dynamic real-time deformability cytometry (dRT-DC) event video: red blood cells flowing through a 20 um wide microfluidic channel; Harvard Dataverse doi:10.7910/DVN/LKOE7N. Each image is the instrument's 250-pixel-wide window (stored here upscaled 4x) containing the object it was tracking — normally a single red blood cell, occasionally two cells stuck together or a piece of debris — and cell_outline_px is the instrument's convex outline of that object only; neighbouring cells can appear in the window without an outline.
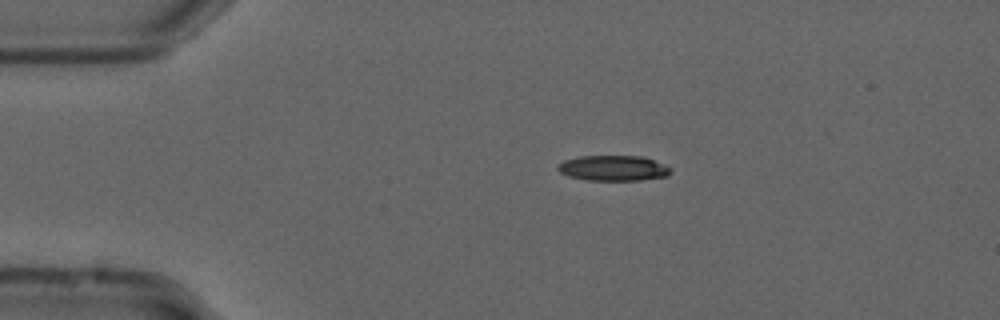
{"species": "common noctule bat (a hibernating species)", "species_latin": "Nyctalus noctula", "temperature_condition": "cold", "stored_images_in_passage": 45, "camera_frame_rate_fps": 3000, "um_per_image_px": 0.085, "animal": {"sex": "male", "forearm_length_mm": 52.5}, "frame": {"image": 1, "passage_image": 1, "time_ms": 0.0, "image_size_px": [1000, 320], "cell_outline_px": [[672, 172], [668, 176], [640, 180], [588, 180], [568, 176], [560, 172], [556, 168], [564, 160], [576, 156], [640, 156], [664, 164], [672, 168]], "centroid_in_image_um": [52.14, 14.29], "position_along_channel_um": 32.9, "area_um2": 16.7}}
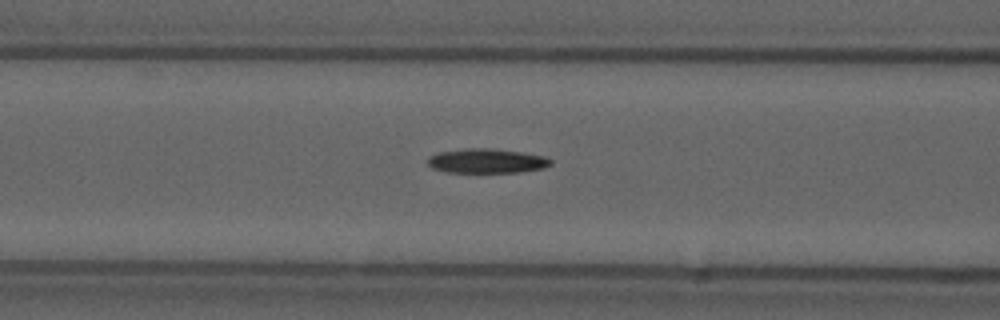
{"frame": {"image": 2, "passage_image": 12, "time_ms": 3.667, "image_size_px": [1000, 320], "cell_outline_px": [[552, 164], [544, 168], [520, 172], [444, 172], [432, 168], [428, 164], [428, 156], [440, 152], [468, 148], [492, 148], [520, 152], [544, 156], [552, 160]], "centroid_in_image_um": [41.37, 13.68], "position_along_channel_um": 125.2, "area_um2": 17.51}}
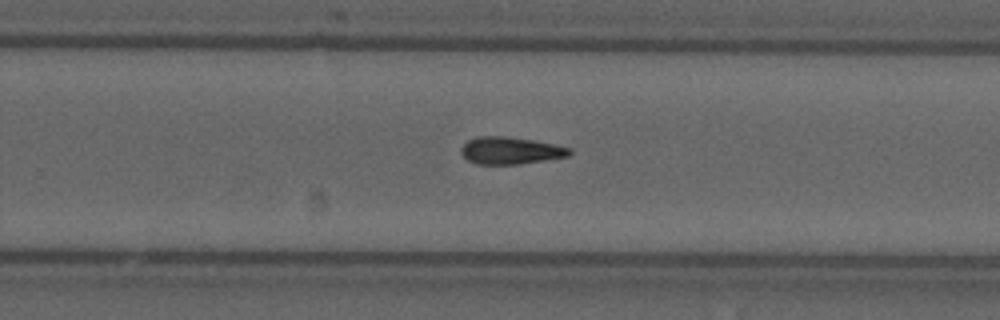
{"frame": {"image": 3, "passage_image": 25, "time_ms": 8.0, "image_size_px": [1000, 320], "cell_outline_px": [[572, 152], [568, 156], [520, 164], [476, 164], [468, 160], [460, 152], [460, 148], [468, 140], [476, 136], [504, 136], [532, 140], [572, 148]], "centroid_in_image_um": [43.36, 12.8], "position_along_channel_um": 286.4, "area_um2": 17.11}}